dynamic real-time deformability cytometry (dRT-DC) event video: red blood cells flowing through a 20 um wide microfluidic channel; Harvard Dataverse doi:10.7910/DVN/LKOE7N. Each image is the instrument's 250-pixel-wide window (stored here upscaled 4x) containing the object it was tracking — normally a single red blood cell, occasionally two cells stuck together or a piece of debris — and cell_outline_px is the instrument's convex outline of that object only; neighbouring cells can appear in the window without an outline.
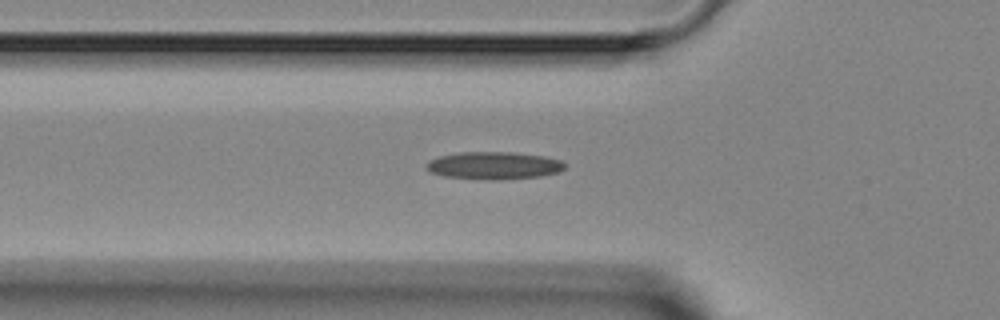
{"species": "Egyptian fruit bat (a non-hibernating species)", "species_latin": "Rousettus aegyptiacus", "temperature_condition": "room temperature", "stored_images_in_passage": 3, "camera_frame_rate_fps": 3000, "um_per_image_px": 0.085, "animal": {"sex": "female"}, "frame": {"image": 1, "passage_image": 3, "time_ms": 5.0, "image_size_px": [1000, 320], "cell_outline_px": [[564, 168], [556, 172], [540, 176], [492, 180], [444, 176], [432, 172], [428, 168], [428, 160], [440, 156], [460, 152], [512, 152], [544, 156], [560, 160], [564, 164]], "centroid_in_image_um": [41.97, 14.06], "position_along_channel_um": 83.8, "area_um2": 21.79}}